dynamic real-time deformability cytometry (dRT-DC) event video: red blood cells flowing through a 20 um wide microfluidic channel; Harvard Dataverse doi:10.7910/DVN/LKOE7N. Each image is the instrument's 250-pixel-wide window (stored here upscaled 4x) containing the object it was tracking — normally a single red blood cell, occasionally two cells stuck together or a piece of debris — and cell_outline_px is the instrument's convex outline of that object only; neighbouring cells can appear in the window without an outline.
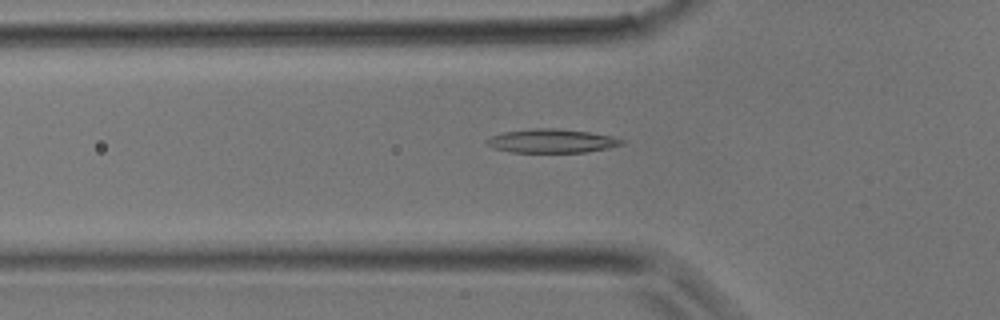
{"species": "common noctule bat (a hibernating species)", "species_latin": "Nyctalus noctula", "temperature_condition": "room temperature", "stored_images_in_passage": 32, "camera_frame_rate_fps": 3000, "um_per_image_px": 0.085, "animal": {"sex": "male", "body_mass_g": 17.9}, "frame": {"image": 1, "passage_image": 8, "time_ms": 2.333, "image_size_px": [1000, 320], "cell_outline_px": [[624, 144], [584, 152], [512, 152], [492, 148], [484, 144], [484, 140], [488, 136], [504, 132], [536, 128], [556, 128], [588, 132], [612, 136], [624, 140]], "centroid_in_image_um": [46.8, 11.97], "position_along_channel_um": 79.0, "area_um2": 18.67}}
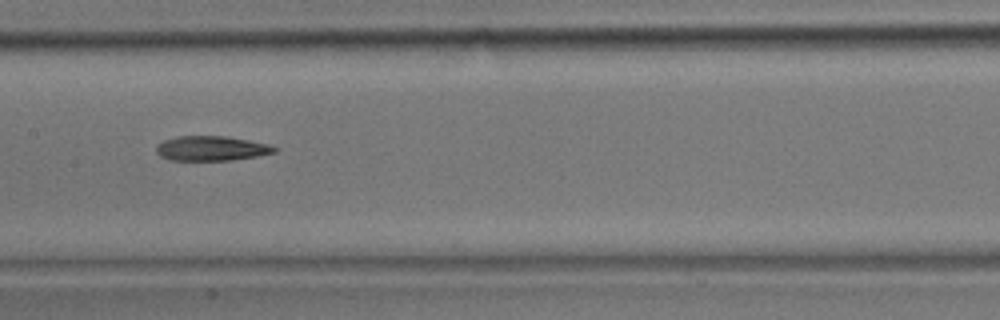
{"frame": {"image": 2, "passage_image": 14, "time_ms": 4.333, "image_size_px": [1000, 320], "cell_outline_px": [[280, 148], [276, 152], [256, 156], [232, 160], [172, 160], [160, 156], [156, 152], [156, 144], [164, 140], [176, 136], [228, 136], [268, 144]], "centroid_in_image_um": [17.97, 12.6], "position_along_channel_um": 189.4, "area_um2": 17.11}}
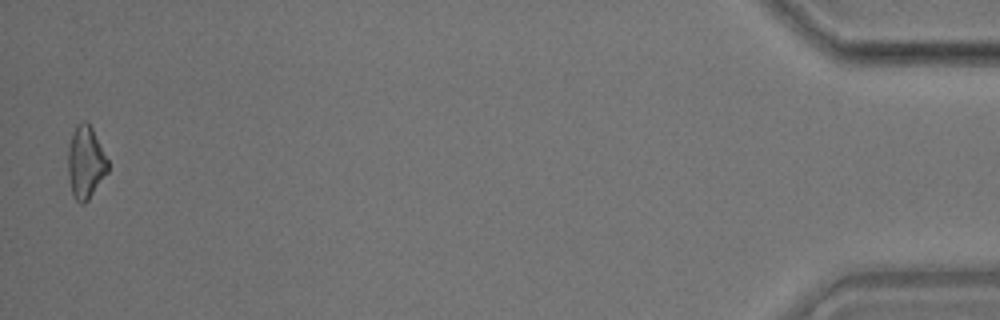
{"frame": {"image": 3, "passage_image": 32, "time_ms": 10.333, "image_size_px": [1000, 320], "cell_outline_px": [[108, 172], [88, 200], [84, 204], [80, 204], [72, 196], [68, 172], [68, 148], [72, 132], [76, 124], [84, 120], [92, 128], [108, 160]], "centroid_in_image_um": [7.27, 13.81], "position_along_channel_um": 427.9, "area_um2": 16.88}}